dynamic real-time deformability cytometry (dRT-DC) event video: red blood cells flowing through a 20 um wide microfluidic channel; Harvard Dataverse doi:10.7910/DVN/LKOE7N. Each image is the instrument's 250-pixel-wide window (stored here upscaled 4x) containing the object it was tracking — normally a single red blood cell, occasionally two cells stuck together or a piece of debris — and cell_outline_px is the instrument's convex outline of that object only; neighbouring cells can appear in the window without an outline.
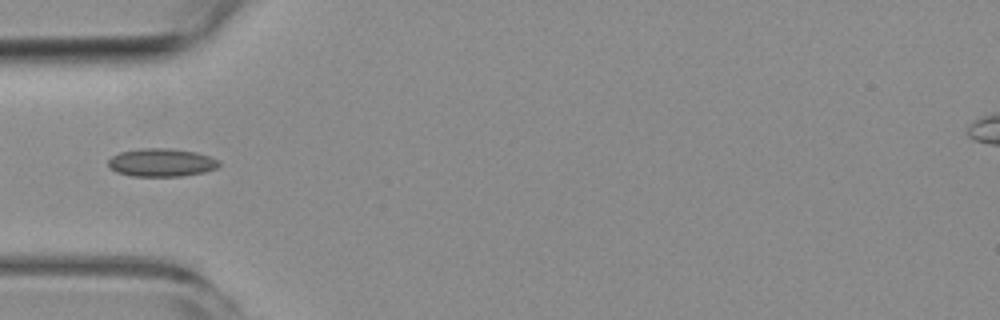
{"species": "common noctule bat (a hibernating species)", "species_latin": "Nyctalus noctula", "temperature_condition": "room temperature", "stored_images_in_passage": 3, "camera_frame_rate_fps": 3000, "um_per_image_px": 0.085, "animal": {"sex": "female", "body_mass_g": 19.3, "forearm_length_mm": 54.1}, "frame": {"image": 1, "passage_image": 2, "time_ms": 1.0, "image_size_px": [1000, 320], "cell_outline_px": [[220, 164], [216, 168], [204, 172], [180, 176], [132, 176], [116, 172], [108, 168], [108, 160], [112, 156], [120, 152], [144, 148], [172, 148], [196, 152], [220, 160]], "centroid_in_image_um": [13.71, 13.81], "position_along_channel_um": 71.3, "area_um2": 18.21}}
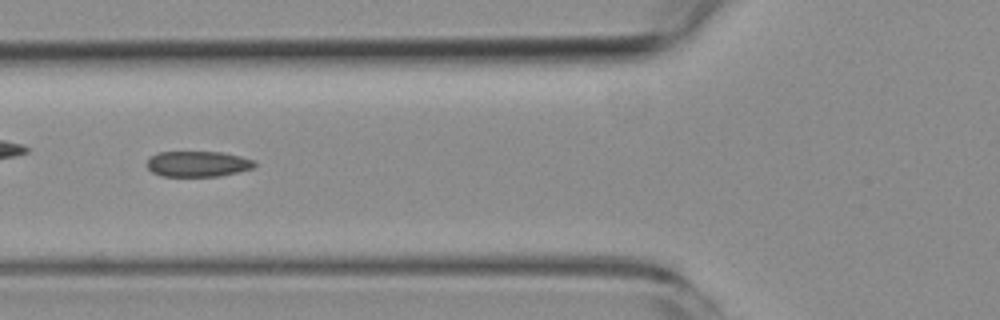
{"frame": {"image": 2, "passage_image": 3, "time_ms": 2.0, "image_size_px": [1000, 320], "cell_outline_px": [[256, 164], [252, 168], [220, 176], [160, 176], [152, 172], [148, 168], [148, 160], [152, 156], [160, 152], [220, 152], [240, 156], [252, 160]], "centroid_in_image_um": [16.8, 13.94], "position_along_channel_um": 109.0, "area_um2": 15.84}}